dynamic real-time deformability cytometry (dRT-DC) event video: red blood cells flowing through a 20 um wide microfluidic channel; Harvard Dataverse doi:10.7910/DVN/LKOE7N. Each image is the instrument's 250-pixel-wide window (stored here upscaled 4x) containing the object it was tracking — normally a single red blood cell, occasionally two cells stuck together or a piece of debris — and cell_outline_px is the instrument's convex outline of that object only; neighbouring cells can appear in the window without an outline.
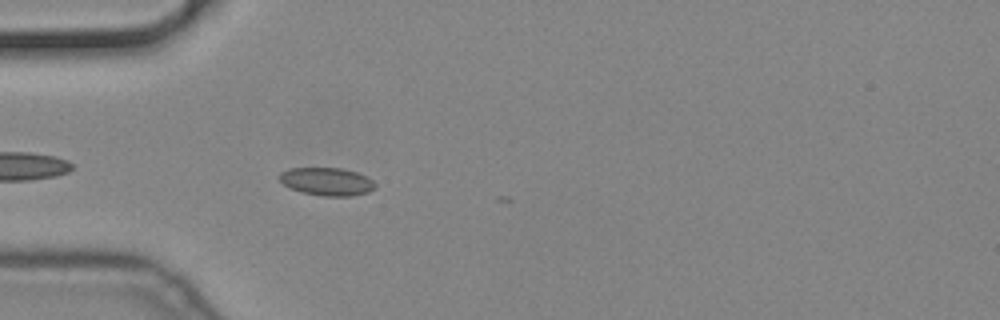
{"species": "common noctule bat (a hibernating species)", "species_latin": "Nyctalus noctula", "temperature_condition": "cold", "stored_images_in_passage": 5, "camera_frame_rate_fps": 3000, "um_per_image_px": 0.085, "animal": {"sex": "male", "body_mass_g": 19.2, "forearm_length_mm": 51.8}, "frame": {"image": 1, "passage_image": 1, "time_ms": 0.0, "image_size_px": [1000, 320], "cell_outline_px": [[376, 188], [368, 192], [352, 196], [324, 196], [300, 192], [288, 188], [276, 176], [280, 172], [288, 168], [340, 168], [356, 172], [372, 180], [376, 184]], "centroid_in_image_um": [27.74, 15.43], "position_along_channel_um": 57.3, "area_um2": 15.72}}